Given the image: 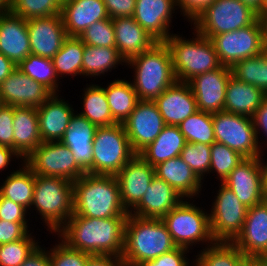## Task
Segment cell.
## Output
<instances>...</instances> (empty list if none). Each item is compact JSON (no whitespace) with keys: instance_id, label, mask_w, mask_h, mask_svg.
Instances as JSON below:
<instances>
[{"instance_id":"6da1fadb","label":"cell","mask_w":267,"mask_h":266,"mask_svg":"<svg viewBox=\"0 0 267 266\" xmlns=\"http://www.w3.org/2000/svg\"><path fill=\"white\" fill-rule=\"evenodd\" d=\"M127 218L97 219L73 213L56 234L70 248L90 255L122 256Z\"/></svg>"},{"instance_id":"7a4b0ae2","label":"cell","mask_w":267,"mask_h":266,"mask_svg":"<svg viewBox=\"0 0 267 266\" xmlns=\"http://www.w3.org/2000/svg\"><path fill=\"white\" fill-rule=\"evenodd\" d=\"M74 214L88 218L128 217L115 175L85 173L73 182Z\"/></svg>"},{"instance_id":"3957f363","label":"cell","mask_w":267,"mask_h":266,"mask_svg":"<svg viewBox=\"0 0 267 266\" xmlns=\"http://www.w3.org/2000/svg\"><path fill=\"white\" fill-rule=\"evenodd\" d=\"M176 248L161 218H141L128 214L122 253L125 266H140Z\"/></svg>"},{"instance_id":"277c9868","label":"cell","mask_w":267,"mask_h":266,"mask_svg":"<svg viewBox=\"0 0 267 266\" xmlns=\"http://www.w3.org/2000/svg\"><path fill=\"white\" fill-rule=\"evenodd\" d=\"M126 63V66L134 68L132 85L140 101H154L177 81L171 54L164 41H157Z\"/></svg>"},{"instance_id":"5b68a950","label":"cell","mask_w":267,"mask_h":266,"mask_svg":"<svg viewBox=\"0 0 267 266\" xmlns=\"http://www.w3.org/2000/svg\"><path fill=\"white\" fill-rule=\"evenodd\" d=\"M193 34L196 35L195 38L189 40L172 33L164 41L170 51L174 75L178 82H188L199 74L222 66L212 40L195 30Z\"/></svg>"},{"instance_id":"8992f818","label":"cell","mask_w":267,"mask_h":266,"mask_svg":"<svg viewBox=\"0 0 267 266\" xmlns=\"http://www.w3.org/2000/svg\"><path fill=\"white\" fill-rule=\"evenodd\" d=\"M47 229L56 233L73 215V182L61 177L36 175L33 202Z\"/></svg>"},{"instance_id":"52a82bcc","label":"cell","mask_w":267,"mask_h":266,"mask_svg":"<svg viewBox=\"0 0 267 266\" xmlns=\"http://www.w3.org/2000/svg\"><path fill=\"white\" fill-rule=\"evenodd\" d=\"M93 165L90 174L116 175L136 154L123 124L98 127L92 142Z\"/></svg>"},{"instance_id":"ba28073f","label":"cell","mask_w":267,"mask_h":266,"mask_svg":"<svg viewBox=\"0 0 267 266\" xmlns=\"http://www.w3.org/2000/svg\"><path fill=\"white\" fill-rule=\"evenodd\" d=\"M187 200L183 199L161 218L174 243L187 250L200 242H206L208 246L214 244L216 241L211 233L209 213Z\"/></svg>"},{"instance_id":"9c48e42d","label":"cell","mask_w":267,"mask_h":266,"mask_svg":"<svg viewBox=\"0 0 267 266\" xmlns=\"http://www.w3.org/2000/svg\"><path fill=\"white\" fill-rule=\"evenodd\" d=\"M257 12L240 0H216L191 23L195 31L212 39L215 35L253 25Z\"/></svg>"},{"instance_id":"30bf717a","label":"cell","mask_w":267,"mask_h":266,"mask_svg":"<svg viewBox=\"0 0 267 266\" xmlns=\"http://www.w3.org/2000/svg\"><path fill=\"white\" fill-rule=\"evenodd\" d=\"M215 141L240 153L245 158L262 157L251 117L226 111L212 113Z\"/></svg>"},{"instance_id":"8fae6325","label":"cell","mask_w":267,"mask_h":266,"mask_svg":"<svg viewBox=\"0 0 267 266\" xmlns=\"http://www.w3.org/2000/svg\"><path fill=\"white\" fill-rule=\"evenodd\" d=\"M23 162L35 175L61 177L72 182L86 173L68 146L60 141L42 142Z\"/></svg>"},{"instance_id":"7c38bea8","label":"cell","mask_w":267,"mask_h":266,"mask_svg":"<svg viewBox=\"0 0 267 266\" xmlns=\"http://www.w3.org/2000/svg\"><path fill=\"white\" fill-rule=\"evenodd\" d=\"M211 40L221 65L231 68L238 61L263 52V25L258 19L253 25L215 35Z\"/></svg>"},{"instance_id":"4fadbf2b","label":"cell","mask_w":267,"mask_h":266,"mask_svg":"<svg viewBox=\"0 0 267 266\" xmlns=\"http://www.w3.org/2000/svg\"><path fill=\"white\" fill-rule=\"evenodd\" d=\"M220 186L209 214L211 233L216 242H233L243 229L248 208L227 186Z\"/></svg>"},{"instance_id":"5bb4252c","label":"cell","mask_w":267,"mask_h":266,"mask_svg":"<svg viewBox=\"0 0 267 266\" xmlns=\"http://www.w3.org/2000/svg\"><path fill=\"white\" fill-rule=\"evenodd\" d=\"M247 208L265 200L261 157L245 158L223 181Z\"/></svg>"},{"instance_id":"9a60e30c","label":"cell","mask_w":267,"mask_h":266,"mask_svg":"<svg viewBox=\"0 0 267 266\" xmlns=\"http://www.w3.org/2000/svg\"><path fill=\"white\" fill-rule=\"evenodd\" d=\"M123 125L133 152L139 154L156 139L165 123L154 101H139Z\"/></svg>"},{"instance_id":"2e32d148","label":"cell","mask_w":267,"mask_h":266,"mask_svg":"<svg viewBox=\"0 0 267 266\" xmlns=\"http://www.w3.org/2000/svg\"><path fill=\"white\" fill-rule=\"evenodd\" d=\"M53 93L16 68L0 84V104L14 107H40Z\"/></svg>"},{"instance_id":"e0dca14e","label":"cell","mask_w":267,"mask_h":266,"mask_svg":"<svg viewBox=\"0 0 267 266\" xmlns=\"http://www.w3.org/2000/svg\"><path fill=\"white\" fill-rule=\"evenodd\" d=\"M231 75L230 67L221 66L187 82L196 98L198 110L208 113L224 111L226 88Z\"/></svg>"},{"instance_id":"ac0fdd59","label":"cell","mask_w":267,"mask_h":266,"mask_svg":"<svg viewBox=\"0 0 267 266\" xmlns=\"http://www.w3.org/2000/svg\"><path fill=\"white\" fill-rule=\"evenodd\" d=\"M31 54L52 59L68 38L61 14L27 19Z\"/></svg>"},{"instance_id":"d6986e66","label":"cell","mask_w":267,"mask_h":266,"mask_svg":"<svg viewBox=\"0 0 267 266\" xmlns=\"http://www.w3.org/2000/svg\"><path fill=\"white\" fill-rule=\"evenodd\" d=\"M125 209L130 212L142 199L155 177V169L139 154L133 156L115 175Z\"/></svg>"},{"instance_id":"ffe728a7","label":"cell","mask_w":267,"mask_h":266,"mask_svg":"<svg viewBox=\"0 0 267 266\" xmlns=\"http://www.w3.org/2000/svg\"><path fill=\"white\" fill-rule=\"evenodd\" d=\"M247 258L267 252V201L247 209L241 233L232 242Z\"/></svg>"},{"instance_id":"44dd1931","label":"cell","mask_w":267,"mask_h":266,"mask_svg":"<svg viewBox=\"0 0 267 266\" xmlns=\"http://www.w3.org/2000/svg\"><path fill=\"white\" fill-rule=\"evenodd\" d=\"M176 8V0H136L133 18L156 41H165L172 35L169 26Z\"/></svg>"},{"instance_id":"7402d4cb","label":"cell","mask_w":267,"mask_h":266,"mask_svg":"<svg viewBox=\"0 0 267 266\" xmlns=\"http://www.w3.org/2000/svg\"><path fill=\"white\" fill-rule=\"evenodd\" d=\"M0 53L16 66L31 54L27 20L10 11L0 14Z\"/></svg>"},{"instance_id":"603a6c76","label":"cell","mask_w":267,"mask_h":266,"mask_svg":"<svg viewBox=\"0 0 267 266\" xmlns=\"http://www.w3.org/2000/svg\"><path fill=\"white\" fill-rule=\"evenodd\" d=\"M154 102L158 106L165 125L178 126L182 121L198 111L196 98L187 82L176 81Z\"/></svg>"},{"instance_id":"cb8c5ba5","label":"cell","mask_w":267,"mask_h":266,"mask_svg":"<svg viewBox=\"0 0 267 266\" xmlns=\"http://www.w3.org/2000/svg\"><path fill=\"white\" fill-rule=\"evenodd\" d=\"M38 111L39 133L42 142L60 141L67 131L74 109L58 93L52 94Z\"/></svg>"},{"instance_id":"d4e9b609","label":"cell","mask_w":267,"mask_h":266,"mask_svg":"<svg viewBox=\"0 0 267 266\" xmlns=\"http://www.w3.org/2000/svg\"><path fill=\"white\" fill-rule=\"evenodd\" d=\"M183 199L171 185L155 176L141 201L129 214L141 218H162Z\"/></svg>"},{"instance_id":"484cf974","label":"cell","mask_w":267,"mask_h":266,"mask_svg":"<svg viewBox=\"0 0 267 266\" xmlns=\"http://www.w3.org/2000/svg\"><path fill=\"white\" fill-rule=\"evenodd\" d=\"M61 16L68 37H79L92 23L109 18L103 0H65Z\"/></svg>"},{"instance_id":"4316f807","label":"cell","mask_w":267,"mask_h":266,"mask_svg":"<svg viewBox=\"0 0 267 266\" xmlns=\"http://www.w3.org/2000/svg\"><path fill=\"white\" fill-rule=\"evenodd\" d=\"M97 126L74 113L60 142L68 146L76 162L87 171L93 165L92 142Z\"/></svg>"},{"instance_id":"83f0119b","label":"cell","mask_w":267,"mask_h":266,"mask_svg":"<svg viewBox=\"0 0 267 266\" xmlns=\"http://www.w3.org/2000/svg\"><path fill=\"white\" fill-rule=\"evenodd\" d=\"M154 169L155 176L171 185L184 199L199 196L202 180L180 156L163 161Z\"/></svg>"},{"instance_id":"f1b7e54d","label":"cell","mask_w":267,"mask_h":266,"mask_svg":"<svg viewBox=\"0 0 267 266\" xmlns=\"http://www.w3.org/2000/svg\"><path fill=\"white\" fill-rule=\"evenodd\" d=\"M112 21L116 48L126 61L157 42L133 17H118Z\"/></svg>"},{"instance_id":"f546056e","label":"cell","mask_w":267,"mask_h":266,"mask_svg":"<svg viewBox=\"0 0 267 266\" xmlns=\"http://www.w3.org/2000/svg\"><path fill=\"white\" fill-rule=\"evenodd\" d=\"M13 129V150L24 160L42 143L37 108L14 107Z\"/></svg>"},{"instance_id":"4dcf8cb0","label":"cell","mask_w":267,"mask_h":266,"mask_svg":"<svg viewBox=\"0 0 267 266\" xmlns=\"http://www.w3.org/2000/svg\"><path fill=\"white\" fill-rule=\"evenodd\" d=\"M266 96L261 89L231 75L226 88L224 111L252 117Z\"/></svg>"},{"instance_id":"1f68e13d","label":"cell","mask_w":267,"mask_h":266,"mask_svg":"<svg viewBox=\"0 0 267 266\" xmlns=\"http://www.w3.org/2000/svg\"><path fill=\"white\" fill-rule=\"evenodd\" d=\"M186 144L178 126L165 125L156 139L144 148L139 155L151 166L180 156Z\"/></svg>"},{"instance_id":"d6a6232c","label":"cell","mask_w":267,"mask_h":266,"mask_svg":"<svg viewBox=\"0 0 267 266\" xmlns=\"http://www.w3.org/2000/svg\"><path fill=\"white\" fill-rule=\"evenodd\" d=\"M104 92L114 121L123 124L140 101L132 82L115 79L104 87Z\"/></svg>"},{"instance_id":"836d02e7","label":"cell","mask_w":267,"mask_h":266,"mask_svg":"<svg viewBox=\"0 0 267 266\" xmlns=\"http://www.w3.org/2000/svg\"><path fill=\"white\" fill-rule=\"evenodd\" d=\"M21 168L13 170L0 186V194L27 210L31 208L36 175L22 162Z\"/></svg>"},{"instance_id":"e575fe53","label":"cell","mask_w":267,"mask_h":266,"mask_svg":"<svg viewBox=\"0 0 267 266\" xmlns=\"http://www.w3.org/2000/svg\"><path fill=\"white\" fill-rule=\"evenodd\" d=\"M126 64V60L120 55L117 48L96 47L84 44L82 61V75L96 77L115 69L118 64ZM117 65V66H116Z\"/></svg>"},{"instance_id":"d590c367","label":"cell","mask_w":267,"mask_h":266,"mask_svg":"<svg viewBox=\"0 0 267 266\" xmlns=\"http://www.w3.org/2000/svg\"><path fill=\"white\" fill-rule=\"evenodd\" d=\"M88 86L82 95V108L84 110L78 114L88 119L97 127L116 124L110 111L104 87L96 84H90Z\"/></svg>"},{"instance_id":"8d00e7d4","label":"cell","mask_w":267,"mask_h":266,"mask_svg":"<svg viewBox=\"0 0 267 266\" xmlns=\"http://www.w3.org/2000/svg\"><path fill=\"white\" fill-rule=\"evenodd\" d=\"M202 250L195 255L197 266H244L248 259L232 242H215Z\"/></svg>"},{"instance_id":"74e56055","label":"cell","mask_w":267,"mask_h":266,"mask_svg":"<svg viewBox=\"0 0 267 266\" xmlns=\"http://www.w3.org/2000/svg\"><path fill=\"white\" fill-rule=\"evenodd\" d=\"M83 54V41L79 37H68L58 53L52 58L58 78L60 79L65 74L72 77L81 76Z\"/></svg>"},{"instance_id":"f35d334b","label":"cell","mask_w":267,"mask_h":266,"mask_svg":"<svg viewBox=\"0 0 267 266\" xmlns=\"http://www.w3.org/2000/svg\"><path fill=\"white\" fill-rule=\"evenodd\" d=\"M230 69L237 80L254 85L267 95V56L264 52L240 60Z\"/></svg>"},{"instance_id":"ab89813d","label":"cell","mask_w":267,"mask_h":266,"mask_svg":"<svg viewBox=\"0 0 267 266\" xmlns=\"http://www.w3.org/2000/svg\"><path fill=\"white\" fill-rule=\"evenodd\" d=\"M24 74L43 84L53 94L59 93V78L52 59L29 54L18 66Z\"/></svg>"},{"instance_id":"60d3db41","label":"cell","mask_w":267,"mask_h":266,"mask_svg":"<svg viewBox=\"0 0 267 266\" xmlns=\"http://www.w3.org/2000/svg\"><path fill=\"white\" fill-rule=\"evenodd\" d=\"M186 142L212 145L215 141L212 113L198 110L178 125Z\"/></svg>"},{"instance_id":"b9f144b4","label":"cell","mask_w":267,"mask_h":266,"mask_svg":"<svg viewBox=\"0 0 267 266\" xmlns=\"http://www.w3.org/2000/svg\"><path fill=\"white\" fill-rule=\"evenodd\" d=\"M245 157L240 153L232 150L224 144L214 142L211 145V161L209 173L214 171L217 173V179H221L220 183L228 177V175L238 166Z\"/></svg>"},{"instance_id":"7bdbcfd3","label":"cell","mask_w":267,"mask_h":266,"mask_svg":"<svg viewBox=\"0 0 267 266\" xmlns=\"http://www.w3.org/2000/svg\"><path fill=\"white\" fill-rule=\"evenodd\" d=\"M60 0H11L9 11L24 19L61 14Z\"/></svg>"},{"instance_id":"ee69618b","label":"cell","mask_w":267,"mask_h":266,"mask_svg":"<svg viewBox=\"0 0 267 266\" xmlns=\"http://www.w3.org/2000/svg\"><path fill=\"white\" fill-rule=\"evenodd\" d=\"M28 233L24 238L0 245V266H20L39 245L35 237Z\"/></svg>"},{"instance_id":"f6af8a7d","label":"cell","mask_w":267,"mask_h":266,"mask_svg":"<svg viewBox=\"0 0 267 266\" xmlns=\"http://www.w3.org/2000/svg\"><path fill=\"white\" fill-rule=\"evenodd\" d=\"M180 157L203 181L210 169L211 145L186 142Z\"/></svg>"},{"instance_id":"bcb514c9","label":"cell","mask_w":267,"mask_h":266,"mask_svg":"<svg viewBox=\"0 0 267 266\" xmlns=\"http://www.w3.org/2000/svg\"><path fill=\"white\" fill-rule=\"evenodd\" d=\"M79 38L84 44L96 47L116 48L114 25L111 18L92 23Z\"/></svg>"},{"instance_id":"7dc6e473","label":"cell","mask_w":267,"mask_h":266,"mask_svg":"<svg viewBox=\"0 0 267 266\" xmlns=\"http://www.w3.org/2000/svg\"><path fill=\"white\" fill-rule=\"evenodd\" d=\"M53 247L49 251L50 266H85L91 256L86 252L70 248L61 238Z\"/></svg>"},{"instance_id":"c3c4849f","label":"cell","mask_w":267,"mask_h":266,"mask_svg":"<svg viewBox=\"0 0 267 266\" xmlns=\"http://www.w3.org/2000/svg\"><path fill=\"white\" fill-rule=\"evenodd\" d=\"M14 106L0 104V145L13 149Z\"/></svg>"},{"instance_id":"681fc988","label":"cell","mask_w":267,"mask_h":266,"mask_svg":"<svg viewBox=\"0 0 267 266\" xmlns=\"http://www.w3.org/2000/svg\"><path fill=\"white\" fill-rule=\"evenodd\" d=\"M28 210L0 194V219L14 223H27ZM27 220V221H26Z\"/></svg>"},{"instance_id":"f907efd6","label":"cell","mask_w":267,"mask_h":266,"mask_svg":"<svg viewBox=\"0 0 267 266\" xmlns=\"http://www.w3.org/2000/svg\"><path fill=\"white\" fill-rule=\"evenodd\" d=\"M189 250L181 247L162 254L154 260L146 261L140 266H189V259L186 257ZM188 259V260H187Z\"/></svg>"},{"instance_id":"816d5d0a","label":"cell","mask_w":267,"mask_h":266,"mask_svg":"<svg viewBox=\"0 0 267 266\" xmlns=\"http://www.w3.org/2000/svg\"><path fill=\"white\" fill-rule=\"evenodd\" d=\"M29 232L27 223H14L0 219V245L18 241Z\"/></svg>"},{"instance_id":"f5cc1de1","label":"cell","mask_w":267,"mask_h":266,"mask_svg":"<svg viewBox=\"0 0 267 266\" xmlns=\"http://www.w3.org/2000/svg\"><path fill=\"white\" fill-rule=\"evenodd\" d=\"M109 18L133 17L136 0H103Z\"/></svg>"},{"instance_id":"db71d44e","label":"cell","mask_w":267,"mask_h":266,"mask_svg":"<svg viewBox=\"0 0 267 266\" xmlns=\"http://www.w3.org/2000/svg\"><path fill=\"white\" fill-rule=\"evenodd\" d=\"M214 1L216 0H176V6L178 9H181V14L188 18L187 20L192 22L206 7L210 6Z\"/></svg>"},{"instance_id":"11a10c76","label":"cell","mask_w":267,"mask_h":266,"mask_svg":"<svg viewBox=\"0 0 267 266\" xmlns=\"http://www.w3.org/2000/svg\"><path fill=\"white\" fill-rule=\"evenodd\" d=\"M251 118L256 131L258 143H260V132H263V134H265V136L267 137V96L262 100L260 107L255 111Z\"/></svg>"},{"instance_id":"9f6ffc18","label":"cell","mask_w":267,"mask_h":266,"mask_svg":"<svg viewBox=\"0 0 267 266\" xmlns=\"http://www.w3.org/2000/svg\"><path fill=\"white\" fill-rule=\"evenodd\" d=\"M40 246L38 245L20 266H50L49 250Z\"/></svg>"},{"instance_id":"6f0895ef","label":"cell","mask_w":267,"mask_h":266,"mask_svg":"<svg viewBox=\"0 0 267 266\" xmlns=\"http://www.w3.org/2000/svg\"><path fill=\"white\" fill-rule=\"evenodd\" d=\"M85 266H125L122 256L91 255Z\"/></svg>"},{"instance_id":"680465c9","label":"cell","mask_w":267,"mask_h":266,"mask_svg":"<svg viewBox=\"0 0 267 266\" xmlns=\"http://www.w3.org/2000/svg\"><path fill=\"white\" fill-rule=\"evenodd\" d=\"M23 159L11 148L0 145V170L1 172L8 167L11 158Z\"/></svg>"},{"instance_id":"91938a15","label":"cell","mask_w":267,"mask_h":266,"mask_svg":"<svg viewBox=\"0 0 267 266\" xmlns=\"http://www.w3.org/2000/svg\"><path fill=\"white\" fill-rule=\"evenodd\" d=\"M17 68V66L0 53V84Z\"/></svg>"},{"instance_id":"94428289","label":"cell","mask_w":267,"mask_h":266,"mask_svg":"<svg viewBox=\"0 0 267 266\" xmlns=\"http://www.w3.org/2000/svg\"><path fill=\"white\" fill-rule=\"evenodd\" d=\"M242 3L251 7L254 11L258 12L261 8L262 0H240Z\"/></svg>"},{"instance_id":"6125c7cd","label":"cell","mask_w":267,"mask_h":266,"mask_svg":"<svg viewBox=\"0 0 267 266\" xmlns=\"http://www.w3.org/2000/svg\"><path fill=\"white\" fill-rule=\"evenodd\" d=\"M258 19H262L263 17L267 16V0H262L261 8L257 12Z\"/></svg>"},{"instance_id":"be15d7a7","label":"cell","mask_w":267,"mask_h":266,"mask_svg":"<svg viewBox=\"0 0 267 266\" xmlns=\"http://www.w3.org/2000/svg\"><path fill=\"white\" fill-rule=\"evenodd\" d=\"M11 0H0V14L6 13L10 9Z\"/></svg>"},{"instance_id":"e7e4bbea","label":"cell","mask_w":267,"mask_h":266,"mask_svg":"<svg viewBox=\"0 0 267 266\" xmlns=\"http://www.w3.org/2000/svg\"><path fill=\"white\" fill-rule=\"evenodd\" d=\"M245 266H264L257 258H248Z\"/></svg>"},{"instance_id":"03108f58","label":"cell","mask_w":267,"mask_h":266,"mask_svg":"<svg viewBox=\"0 0 267 266\" xmlns=\"http://www.w3.org/2000/svg\"><path fill=\"white\" fill-rule=\"evenodd\" d=\"M262 159L263 175H264V190L267 191V163ZM264 162V163H263Z\"/></svg>"},{"instance_id":"003e7915","label":"cell","mask_w":267,"mask_h":266,"mask_svg":"<svg viewBox=\"0 0 267 266\" xmlns=\"http://www.w3.org/2000/svg\"><path fill=\"white\" fill-rule=\"evenodd\" d=\"M262 25H263V35H264V41H267V16L263 17L261 19Z\"/></svg>"},{"instance_id":"a7ac6f4b","label":"cell","mask_w":267,"mask_h":266,"mask_svg":"<svg viewBox=\"0 0 267 266\" xmlns=\"http://www.w3.org/2000/svg\"><path fill=\"white\" fill-rule=\"evenodd\" d=\"M257 259L264 265L267 266V252L261 253Z\"/></svg>"},{"instance_id":"89a4df30","label":"cell","mask_w":267,"mask_h":266,"mask_svg":"<svg viewBox=\"0 0 267 266\" xmlns=\"http://www.w3.org/2000/svg\"><path fill=\"white\" fill-rule=\"evenodd\" d=\"M263 52L266 54L267 56V41H264V49Z\"/></svg>"},{"instance_id":"2644e50d","label":"cell","mask_w":267,"mask_h":266,"mask_svg":"<svg viewBox=\"0 0 267 266\" xmlns=\"http://www.w3.org/2000/svg\"><path fill=\"white\" fill-rule=\"evenodd\" d=\"M265 200L267 201V191H265Z\"/></svg>"}]
</instances>
